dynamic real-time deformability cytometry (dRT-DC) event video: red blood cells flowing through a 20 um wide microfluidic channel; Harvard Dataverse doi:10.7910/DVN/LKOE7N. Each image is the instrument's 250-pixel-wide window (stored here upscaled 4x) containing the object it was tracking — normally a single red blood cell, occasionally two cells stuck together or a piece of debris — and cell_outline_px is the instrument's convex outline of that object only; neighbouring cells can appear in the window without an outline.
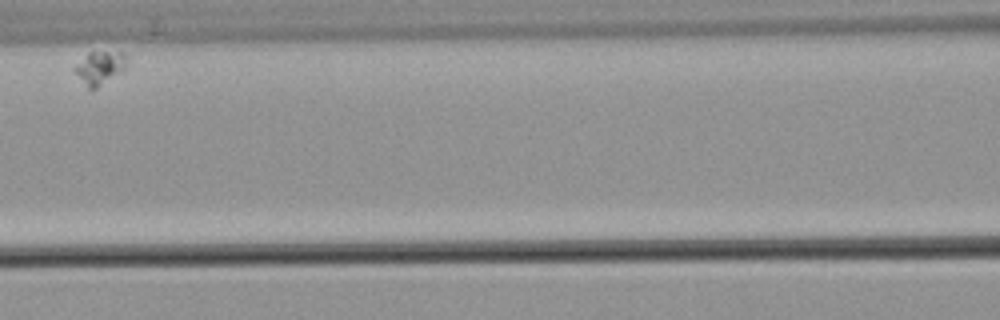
{"species": "common noctule bat (a hibernating species)", "species_latin": "Nyctalus noctula", "temperature_condition": "warm", "stored_images_in_passage": 4, "camera_frame_rate_fps": 3000, "um_per_image_px": 0.085, "animal": {"sex": "male", "body_mass_g": 21.5, "forearm_length_mm": 52.0}, "frame": {"image": 1, "passage_image": 4, "time_ms": 3.667, "image_size_px": [1000, 320], "cell_outline_px": [[128, 68], [124, 72], [96, 88], [88, 88], [72, 68], [88, 52], [124, 52], [128, 56]], "centroid_in_image_um": [8.57, 5.74], "position_along_channel_um": 158.0, "area_um2": 10.29}}